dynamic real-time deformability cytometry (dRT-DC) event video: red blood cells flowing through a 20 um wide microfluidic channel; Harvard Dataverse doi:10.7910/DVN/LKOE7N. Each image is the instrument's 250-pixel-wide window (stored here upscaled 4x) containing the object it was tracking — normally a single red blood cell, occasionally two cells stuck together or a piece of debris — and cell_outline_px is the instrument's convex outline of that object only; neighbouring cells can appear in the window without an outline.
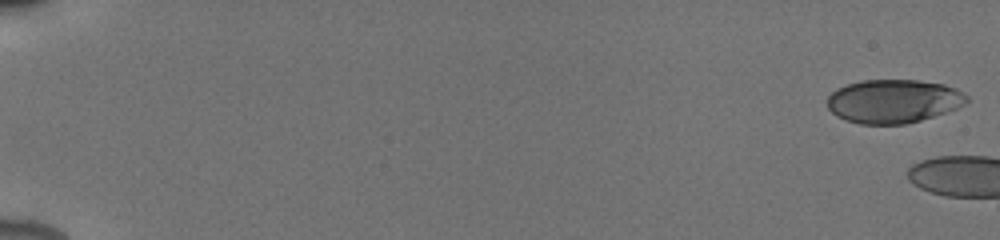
{"species": "human", "species_latin": "Homo sapiens", "temperature_condition": "cold", "stored_images_in_passage": 12, "camera_frame_rate_fps": 3000, "um_per_image_px": 0.085, "donor": {"sex": "male"}, "frame": {"image": 1, "passage_image": 1, "time_ms": 0.0, "image_size_px": [1000, 240], "cell_outline_px": [[968, 100], [964, 104], [956, 108], [920, 120], [904, 124], [860, 124], [844, 120], [836, 116], [828, 108], [828, 96], [836, 88], [860, 80], [916, 80], [944, 84], [956, 88], [968, 96]], "centroid_in_image_um": [75.91, 8.6], "position_along_channel_um": 9.1, "area_um2": 35.37}}